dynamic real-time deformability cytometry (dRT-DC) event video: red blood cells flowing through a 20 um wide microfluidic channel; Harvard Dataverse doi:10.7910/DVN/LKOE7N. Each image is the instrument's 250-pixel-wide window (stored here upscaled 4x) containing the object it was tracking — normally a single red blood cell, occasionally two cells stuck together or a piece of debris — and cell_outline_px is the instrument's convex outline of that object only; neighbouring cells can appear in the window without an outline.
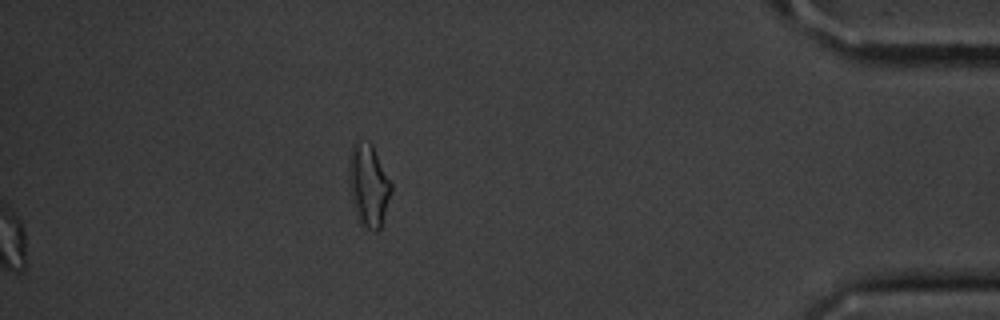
{"species": "common noctule bat (a hibernating species)", "species_latin": "Nyctalus noctula", "temperature_condition": "cold", "stored_images_in_passage": 40, "segment_of_instrument_passage": [2, 2], "camera_frame_rate_fps": 3000, "um_per_image_px": 0.085, "animal": {"sex": "male", "body_mass_g": 20.1, "forearm_length_mm": 53.5}, "frame": {"image": 1, "passage_image": 40, "time_ms": 13.0, "image_size_px": [1000, 320], "cell_outline_px": [[392, 192], [380, 228], [376, 232], [364, 228], [360, 220], [348, 184], [348, 156], [352, 144], [356, 140], [368, 140], [372, 144], [392, 184]], "centroid_in_image_um": [31.32, 15.67], "position_along_channel_um": 403.9, "area_um2": 20.4}}